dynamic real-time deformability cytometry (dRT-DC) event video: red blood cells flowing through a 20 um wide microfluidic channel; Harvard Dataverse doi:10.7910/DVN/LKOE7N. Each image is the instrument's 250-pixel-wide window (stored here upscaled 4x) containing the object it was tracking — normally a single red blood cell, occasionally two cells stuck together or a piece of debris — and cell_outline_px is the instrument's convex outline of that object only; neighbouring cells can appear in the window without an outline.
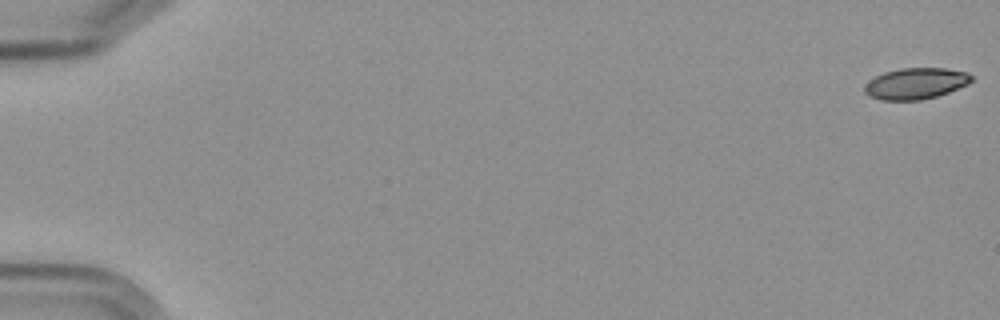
{"species": "Egyptian fruit bat (a non-hibernating species)", "species_latin": "Rousettus aegyptiacus", "temperature_condition": "cold", "stored_images_in_passage": 6, "camera_frame_rate_fps": 3000, "um_per_image_px": 0.085, "frame": {"image": 1, "passage_image": 1, "time_ms": 0.0, "image_size_px": [1000, 320], "cell_outline_px": [[972, 80], [968, 84], [948, 92], [936, 96], [920, 100], [880, 100], [868, 96], [864, 92], [864, 88], [868, 80], [884, 72], [900, 68], [944, 68], [968, 72], [972, 76]], "centroid_in_image_um": [77.81, 7.09], "position_along_channel_um": 7.2, "area_um2": 19.48}}
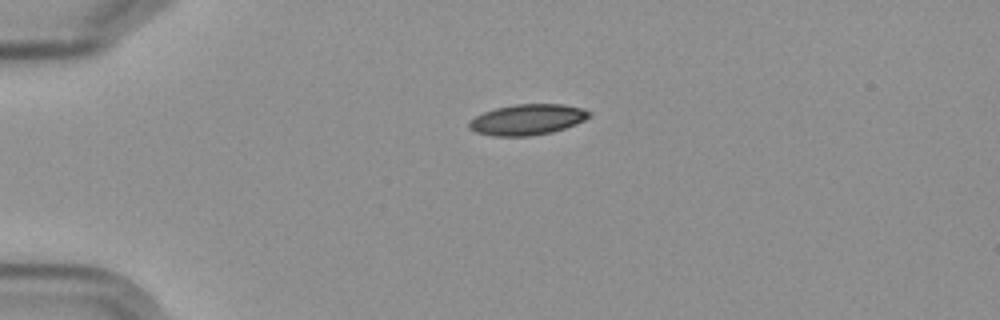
{"frame": {"image": 2, "passage_image": 5, "time_ms": 4.667, "image_size_px": [1000, 320], "cell_outline_px": [[592, 116], [576, 124], [552, 132], [528, 136], [492, 136], [476, 132], [468, 128], [468, 120], [484, 112], [496, 108], [516, 104], [564, 104], [580, 108], [592, 112]], "centroid_in_image_um": [44.82, 10.16], "position_along_channel_um": 40.2, "area_um2": 21.56}}